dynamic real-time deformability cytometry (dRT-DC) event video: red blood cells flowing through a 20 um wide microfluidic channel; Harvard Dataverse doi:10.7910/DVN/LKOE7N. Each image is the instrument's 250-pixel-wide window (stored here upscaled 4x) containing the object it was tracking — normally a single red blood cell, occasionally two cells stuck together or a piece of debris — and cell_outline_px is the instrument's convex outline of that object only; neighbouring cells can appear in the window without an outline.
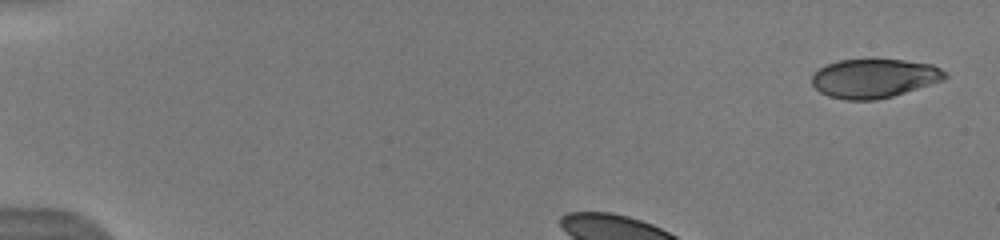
{"species": "human", "species_latin": "Homo sapiens", "temperature_condition": "warm", "stored_images_in_passage": 6, "camera_frame_rate_fps": 3000, "um_per_image_px": 0.085, "donor": {"sex": "male"}, "frame": {"image": 1, "passage_image": 1, "time_ms": 0.0, "image_size_px": [1000, 240], "cell_outline_px": [[948, 76], [944, 80], [892, 96], [876, 100], [844, 100], [828, 96], [820, 92], [812, 84], [812, 76], [820, 68], [828, 64], [840, 60], [904, 60], [932, 64], [948, 72]], "centroid_in_image_um": [74.33, 6.66], "position_along_channel_um": 10.7, "area_um2": 30.11}}